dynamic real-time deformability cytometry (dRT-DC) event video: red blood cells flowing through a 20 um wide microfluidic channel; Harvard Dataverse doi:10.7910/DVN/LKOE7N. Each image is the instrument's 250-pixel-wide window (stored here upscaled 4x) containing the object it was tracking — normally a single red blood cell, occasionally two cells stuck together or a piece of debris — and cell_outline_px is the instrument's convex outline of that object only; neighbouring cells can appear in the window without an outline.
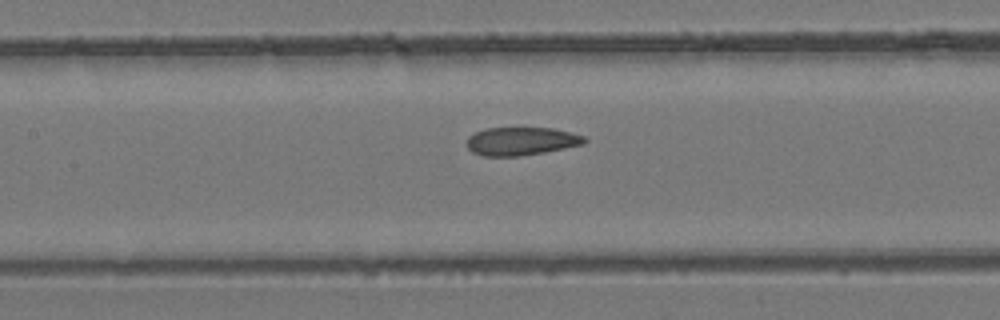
{"species": "common noctule bat (a hibernating species)", "species_latin": "Nyctalus noctula", "temperature_condition": "room temperature", "stored_images_in_passage": 8, "camera_frame_rate_fps": 3000, "um_per_image_px": 0.085, "animal": {"sex": "female", "body_mass_g": 24.6, "forearm_length_mm": 56.2}, "frame": {"image": 1, "passage_image": 8, "time_ms": 8.0, "image_size_px": [1000, 320], "cell_outline_px": [[588, 140], [584, 144], [544, 152], [520, 156], [484, 156], [472, 152], [468, 148], [468, 136], [484, 128], [552, 128], [572, 132], [584, 136]], "centroid_in_image_um": [44.32, 12.0], "position_along_channel_um": 163.1, "area_um2": 19.31}}